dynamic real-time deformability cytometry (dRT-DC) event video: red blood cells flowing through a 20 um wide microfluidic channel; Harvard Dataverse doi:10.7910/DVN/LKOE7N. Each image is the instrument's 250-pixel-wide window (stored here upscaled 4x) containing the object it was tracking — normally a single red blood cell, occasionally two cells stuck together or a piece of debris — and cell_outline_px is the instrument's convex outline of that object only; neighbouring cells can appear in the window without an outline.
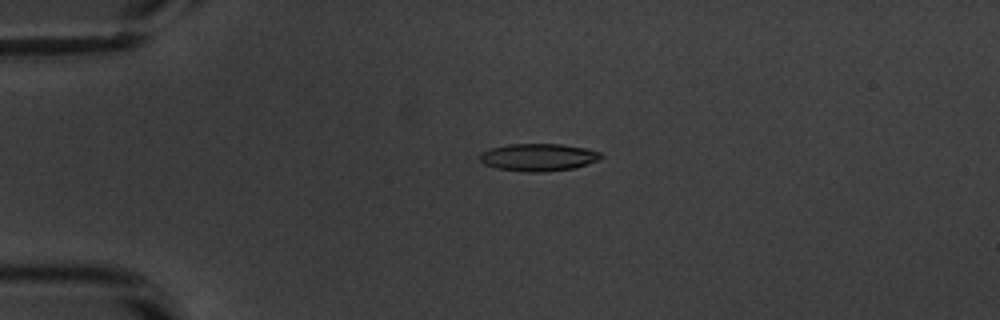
{"species": "common noctule bat (a hibernating species)", "species_latin": "Nyctalus noctula", "temperature_condition": "warm", "stored_images_in_passage": 53, "camera_frame_rate_fps": 3000, "um_per_image_px": 0.085, "animal": {"sex": "male", "body_mass_g": 20.1, "forearm_length_mm": 53.5}, "frame": {"image": 1, "passage_image": 13, "time_ms": 4.0, "image_size_px": [1000, 320], "cell_outline_px": [[604, 156], [600, 160], [572, 168], [536, 172], [528, 172], [496, 168], [484, 164], [480, 160], [480, 152], [488, 148], [508, 144], [560, 144], [584, 148], [600, 152]], "centroid_in_image_um": [45.73, 13.35], "position_along_channel_um": 39.3, "area_um2": 19.31}}
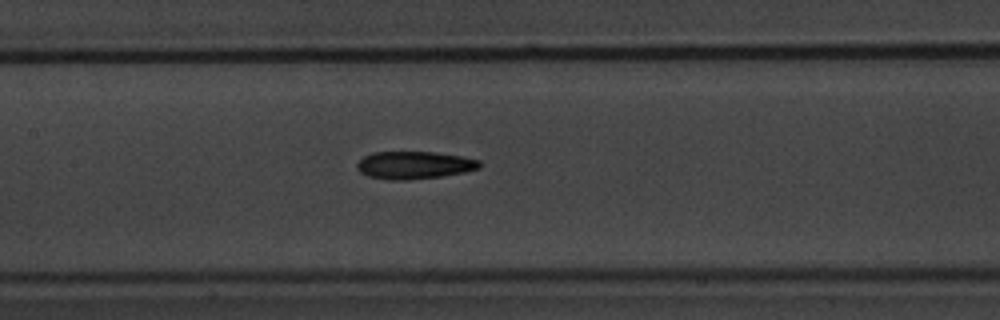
{"frame": {"image": 2, "passage_image": 26, "time_ms": 8.333, "image_size_px": [1000, 320], "cell_outline_px": [[480, 168], [464, 172], [440, 176], [408, 180], [388, 180], [368, 176], [360, 172], [356, 168], [356, 164], [364, 156], [372, 152], [432, 152], [460, 156], [480, 160]], "centroid_in_image_um": [35.17, 14.04], "position_along_channel_um": 172.2, "area_um2": 19.65}}
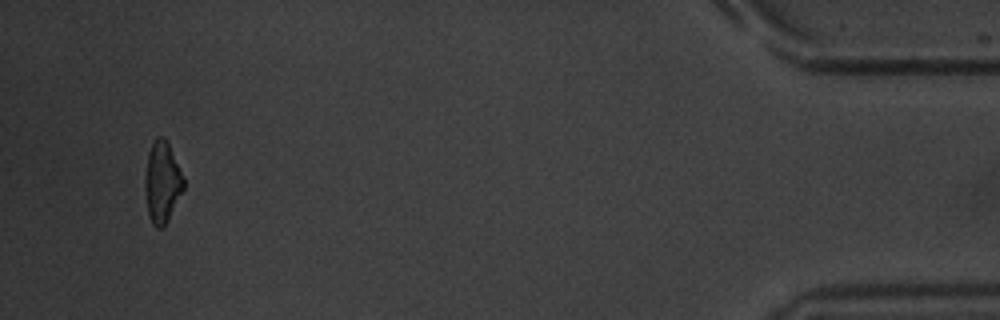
{"frame": {"image": 3, "passage_image": 51, "time_ms": 16.667, "image_size_px": [1000, 320], "cell_outline_px": [[184, 188], [164, 228], [156, 228], [152, 224], [148, 216], [144, 188], [144, 180], [148, 152], [156, 136], [164, 136], [168, 140], [184, 176]], "centroid_in_image_um": [13.78, 15.47], "position_along_channel_um": 421.4, "area_um2": 18.73}, "authors_computed_cell_mechanics": {"area_um2": 19.074, "velocity_mm_per_s": 3.8625, "shape_relaxation_time_tau1_ms": 5.2759, "shape_relaxation_time_tau2_ms": 4.825, "deformation_change_tau1": 0.1825, "deformation_change_tau2": 0.1323}}